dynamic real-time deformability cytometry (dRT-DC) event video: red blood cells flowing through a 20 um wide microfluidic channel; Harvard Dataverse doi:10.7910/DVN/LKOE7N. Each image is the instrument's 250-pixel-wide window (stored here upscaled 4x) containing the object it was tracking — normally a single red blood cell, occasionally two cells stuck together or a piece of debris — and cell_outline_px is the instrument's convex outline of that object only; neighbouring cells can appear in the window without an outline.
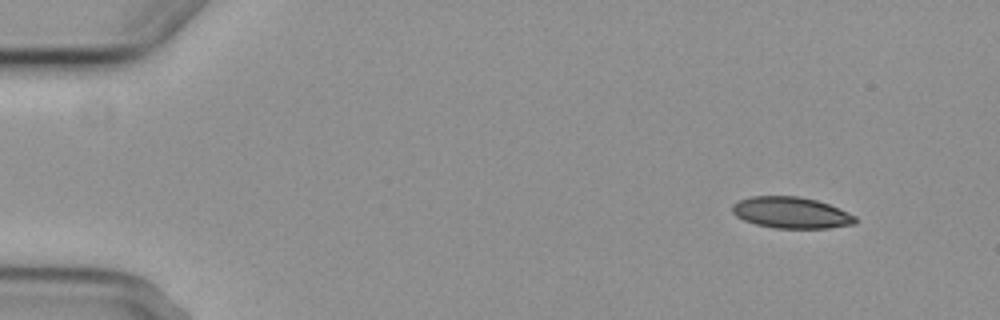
{"species": "common noctule bat (a hibernating species)", "species_latin": "Nyctalus noctula", "temperature_condition": "cold", "stored_images_in_passage": 4, "camera_frame_rate_fps": 3000, "um_per_image_px": 0.085, "animal": {"sex": "female", "body_mass_g": 29.2, "forearm_length_mm": 56.3}, "frame": {"image": 1, "passage_image": 1, "time_ms": 0.0, "image_size_px": [1000, 320], "cell_outline_px": [[856, 224], [828, 228], [776, 228], [756, 224], [744, 220], [736, 216], [732, 212], [732, 204], [740, 200], [752, 196], [800, 196], [816, 200], [828, 204], [856, 216]], "centroid_in_image_um": [67.24, 18.08], "position_along_channel_um": 17.8, "area_um2": 22.37}}
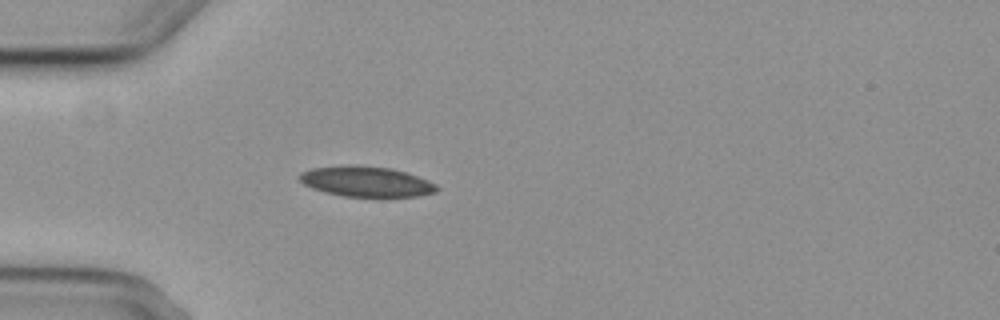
{"frame": {"image": 2, "passage_image": 4, "time_ms": 3.667, "image_size_px": [1000, 320], "cell_outline_px": [[440, 188], [436, 192], [416, 196], [384, 200], [380, 200], [344, 196], [324, 192], [312, 188], [304, 184], [300, 180], [300, 176], [304, 172], [312, 168], [392, 168], [428, 180], [436, 184]], "centroid_in_image_um": [31.26, 15.55], "position_along_channel_um": 53.7, "area_um2": 23.99}}